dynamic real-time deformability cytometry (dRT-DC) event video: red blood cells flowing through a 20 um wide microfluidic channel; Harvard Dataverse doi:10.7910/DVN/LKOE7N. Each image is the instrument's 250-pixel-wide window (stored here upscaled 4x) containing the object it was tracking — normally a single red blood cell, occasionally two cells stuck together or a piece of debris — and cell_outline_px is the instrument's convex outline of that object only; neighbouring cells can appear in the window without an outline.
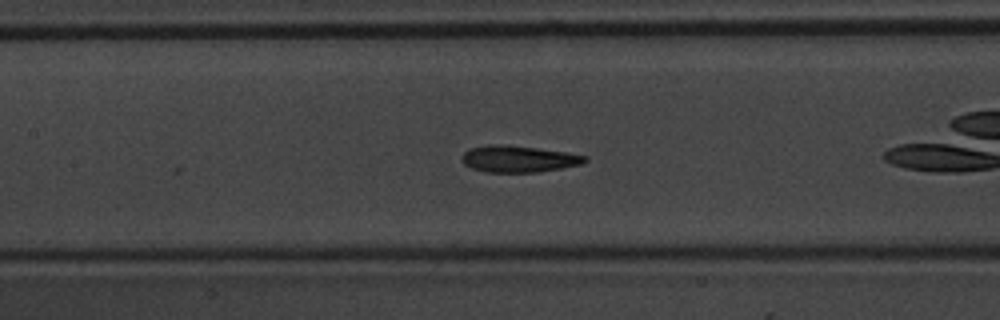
{"species": "common noctule bat (a hibernating species)", "species_latin": "Nyctalus noctula", "temperature_condition": "warm", "stored_images_in_passage": 14, "camera_frame_rate_fps": 3000, "um_per_image_px": 0.085, "animal": {"sex": "male", "body_mass_g": 20.1, "forearm_length_mm": 53.5}, "frame": {"image": 1, "passage_image": 9, "time_ms": 2.667, "image_size_px": [1000, 320], "cell_outline_px": [[588, 160], [580, 164], [560, 168], [536, 172], [484, 172], [472, 168], [464, 164], [460, 160], [460, 156], [464, 152], [472, 148], [536, 148], [564, 152], [588, 156]], "centroid_in_image_um": [44.11, 13.57], "position_along_channel_um": 163.3, "area_um2": 17.86}}